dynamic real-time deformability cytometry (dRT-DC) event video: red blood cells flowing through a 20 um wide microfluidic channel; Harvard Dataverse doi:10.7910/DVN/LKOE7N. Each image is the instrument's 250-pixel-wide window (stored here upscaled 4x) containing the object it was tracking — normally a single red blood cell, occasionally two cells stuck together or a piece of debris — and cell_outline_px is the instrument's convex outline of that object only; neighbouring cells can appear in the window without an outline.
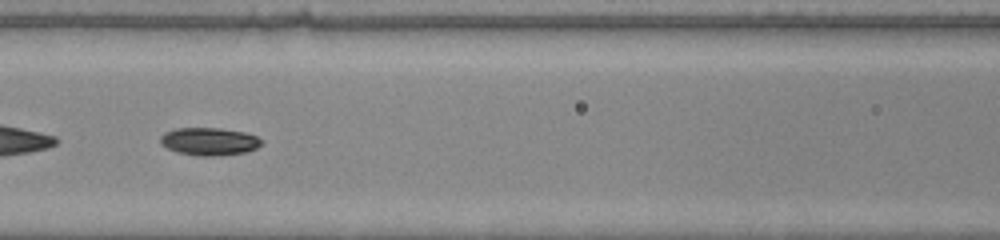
{"species": "common noctule bat (a hibernating species)", "species_latin": "Nyctalus noctula", "temperature_condition": "warm", "stored_images_in_passage": 53, "camera_frame_rate_fps": 3000, "um_per_image_px": 0.085, "animal": {"sex": "male", "body_mass_g": 20.0, "forearm_length_mm": 53.3}, "frame": {"image": 1, "passage_image": 25, "time_ms": 8.0, "image_size_px": [1000, 240], "cell_outline_px": [[264, 140], [256, 148], [244, 152], [216, 156], [196, 156], [176, 152], [160, 144], [160, 136], [164, 132], [176, 128], [220, 128], [244, 132], [256, 136]], "centroid_in_image_um": [17.75, 12.02], "position_along_channel_um": 148.9, "area_um2": 16.42}}
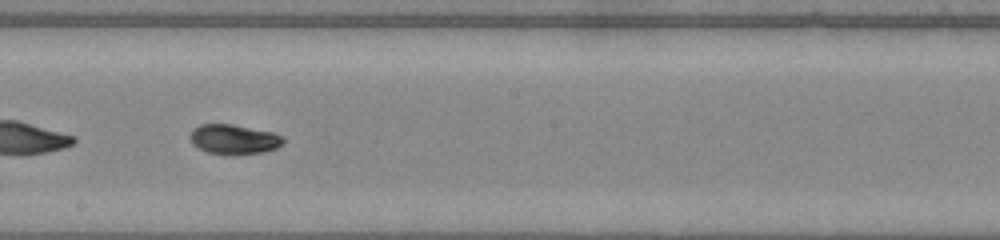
{"frame": {"image": 2, "passage_image": 31, "time_ms": 10.0, "image_size_px": [1000, 240], "cell_outline_px": [[284, 144], [276, 148], [264, 152], [208, 152], [192, 144], [188, 136], [192, 128], [200, 124], [232, 124], [272, 132], [280, 136], [284, 140]], "centroid_in_image_um": [19.84, 11.79], "position_along_channel_um": 228.4, "area_um2": 15.61}}
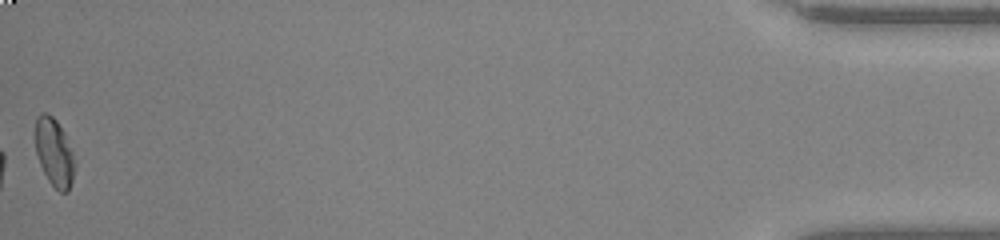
{"frame": {"image": 3, "passage_image": 53, "time_ms": 17.333, "image_size_px": [1000, 240], "cell_outline_px": [[76, 168], [68, 192], [60, 192], [48, 180], [40, 164], [36, 152], [36, 116], [40, 112], [48, 112], [56, 120], [64, 132], [72, 152], [76, 164]], "centroid_in_image_um": [4.62, 12.95], "position_along_channel_um": 430.6, "area_um2": 15.61}, "authors_computed_cell_mechanics": {"area_um2": 16.4152, "velocity_mm_per_s": 3.9921, "shape_relaxation_time_tau1_ms": 4.2566, "shape_relaxation_time_tau2_ms": 7.5355, "deformation_change_tau1": 0.1661, "deformation_change_tau2": 0.0826}}